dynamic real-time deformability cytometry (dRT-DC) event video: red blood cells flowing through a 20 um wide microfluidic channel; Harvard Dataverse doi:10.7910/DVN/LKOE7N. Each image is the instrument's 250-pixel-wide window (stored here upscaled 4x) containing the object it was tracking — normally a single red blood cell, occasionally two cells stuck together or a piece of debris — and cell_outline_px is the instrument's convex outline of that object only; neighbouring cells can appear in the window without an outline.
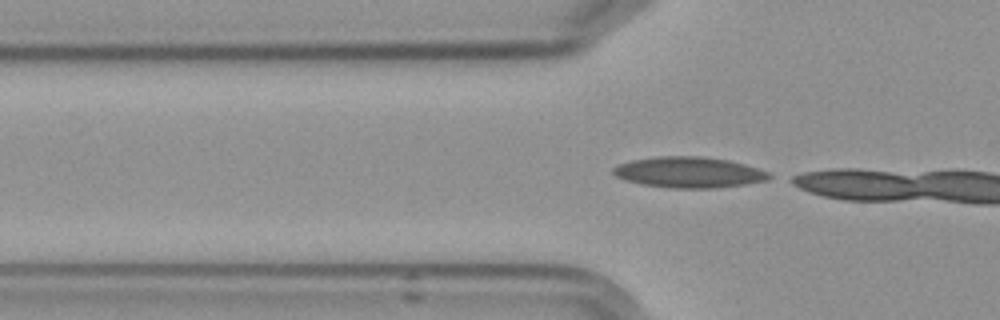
{"species": "Egyptian fruit bat (a non-hibernating species)", "species_latin": "Rousettus aegyptiacus", "temperature_condition": "cold", "stored_images_in_passage": 7, "segment_of_instrument_passage": [2, 2], "camera_frame_rate_fps": 3000, "um_per_image_px": 0.085, "frame": {"image": 1, "passage_image": 7, "time_ms": 8.0, "image_size_px": [1000, 320], "cell_outline_px": [[776, 176], [768, 180], [744, 184], [712, 188], [668, 188], [640, 184], [616, 176], [612, 172], [612, 168], [616, 164], [632, 160], [656, 156], [700, 156], [728, 160], [744, 164], [768, 172]], "centroid_in_image_um": [58.55, 14.64], "position_along_channel_um": 67.3, "area_um2": 28.09}}